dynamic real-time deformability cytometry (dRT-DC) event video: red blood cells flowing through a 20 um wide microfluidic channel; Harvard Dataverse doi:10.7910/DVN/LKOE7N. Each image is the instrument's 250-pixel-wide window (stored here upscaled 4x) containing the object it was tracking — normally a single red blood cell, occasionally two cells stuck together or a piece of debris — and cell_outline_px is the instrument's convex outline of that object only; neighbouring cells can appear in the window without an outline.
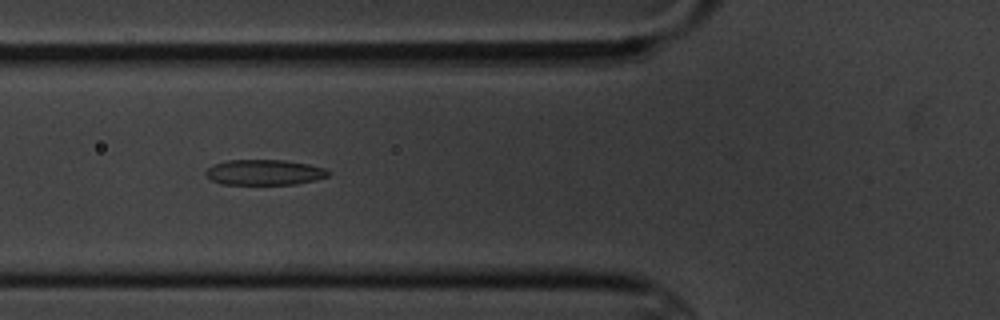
{"species": "common noctule bat (a hibernating species)", "species_latin": "Nyctalus noctula", "temperature_condition": "cold", "stored_images_in_passage": 7, "camera_frame_rate_fps": 3000, "um_per_image_px": 0.085, "animal": {"sex": "male", "body_mass_g": 20.1, "forearm_length_mm": 53.5}, "frame": {"image": 1, "passage_image": 6, "time_ms": 6.0, "image_size_px": [1000, 320], "cell_outline_px": [[328, 176], [316, 180], [296, 184], [220, 184], [212, 180], [204, 172], [208, 168], [216, 164], [228, 160], [284, 160], [308, 164], [324, 168], [328, 172]], "centroid_in_image_um": [22.47, 14.65], "position_along_channel_um": 103.3, "area_um2": 17.98}}
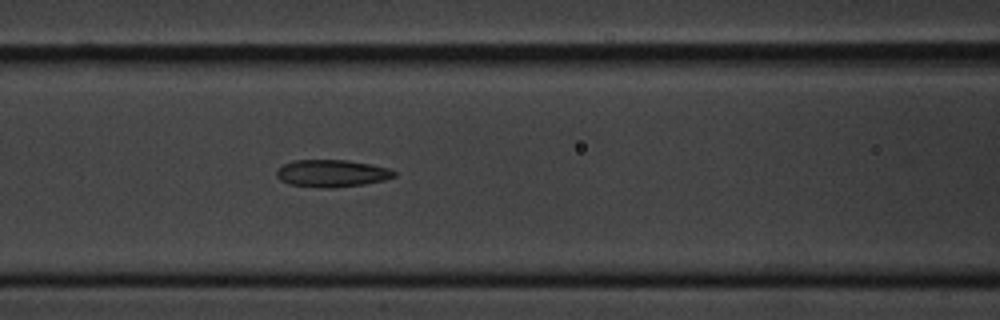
{"frame": {"image": 2, "passage_image": 7, "time_ms": 7.0, "image_size_px": [1000, 320], "cell_outline_px": [[396, 176], [384, 180], [364, 184], [332, 188], [328, 188], [288, 184], [280, 180], [276, 176], [276, 172], [284, 164], [296, 160], [348, 160], [388, 168], [396, 172]], "centroid_in_image_um": [28.21, 14.74], "position_along_channel_um": 138.4, "area_um2": 18.5}}